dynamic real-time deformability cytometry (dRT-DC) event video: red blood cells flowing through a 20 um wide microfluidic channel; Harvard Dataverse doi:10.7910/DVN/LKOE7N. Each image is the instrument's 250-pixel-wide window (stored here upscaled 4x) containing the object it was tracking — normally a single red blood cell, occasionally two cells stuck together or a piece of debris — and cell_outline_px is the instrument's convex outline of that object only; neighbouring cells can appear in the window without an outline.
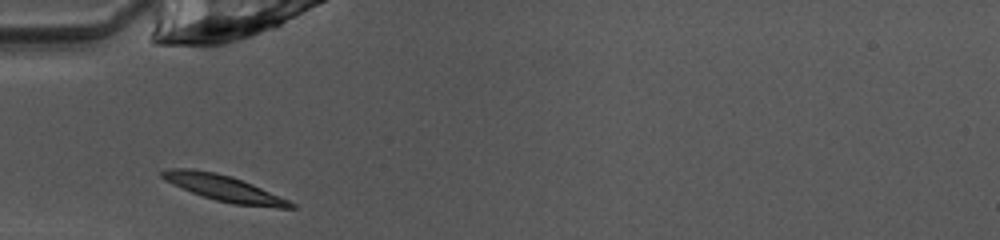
{"species": "common noctule bat (a hibernating species)", "species_latin": "Nyctalus noctula", "temperature_condition": "warm", "stored_images_in_passage": 28, "camera_frame_rate_fps": 3000, "um_per_image_px": 0.085, "animal": {"sex": "female", "body_mass_g": 10.0, "forearm_length_mm": 53.1}, "frame": {"image": 1, "passage_image": 1, "time_ms": 0.0, "image_size_px": [1000, 240], "cell_outline_px": [[296, 208], [276, 208], [232, 204], [216, 200], [192, 192], [160, 176], [160, 172], [168, 168], [192, 168], [216, 172], [232, 176], [252, 184], [288, 200], [296, 204]], "centroid_in_image_um": [19.08, 15.99], "position_along_channel_um": 65.9, "area_um2": 19.25}}
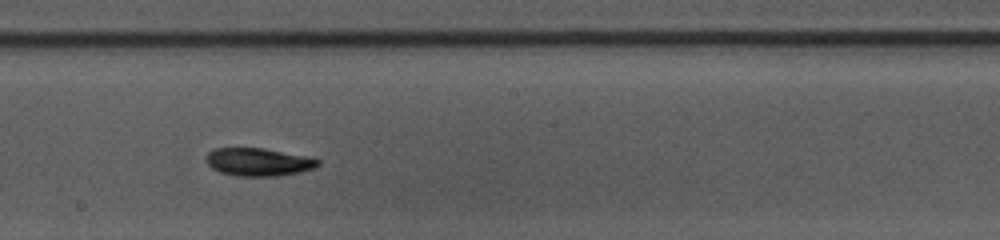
{"frame": {"image": 2, "passage_image": 13, "time_ms": 4.0, "image_size_px": [1000, 240], "cell_outline_px": [[320, 164], [316, 168], [300, 172], [276, 176], [236, 176], [220, 172], [212, 168], [204, 160], [204, 156], [208, 152], [216, 148], [264, 148], [312, 156], [320, 160]], "centroid_in_image_um": [22.0, 13.76], "position_along_channel_um": 226.2, "area_um2": 18.61}}
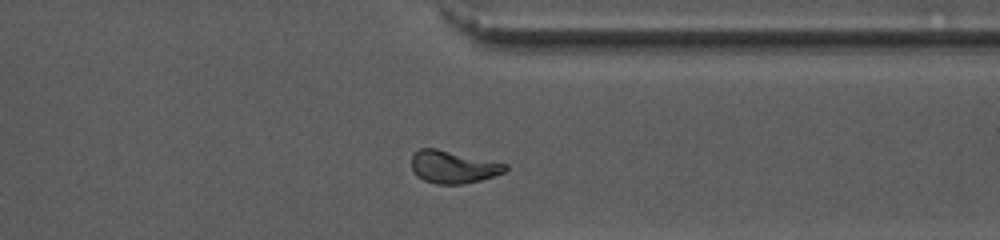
{"frame": {"image": 3, "passage_image": 24, "time_ms": 7.667, "image_size_px": [1000, 240], "cell_outline_px": [[508, 168], [504, 172], [480, 180], [460, 184], [436, 184], [424, 180], [416, 176], [412, 168], [412, 152], [420, 148], [436, 148], [508, 164]], "centroid_in_image_um": [38.48, 14.18], "position_along_channel_um": 372.9, "area_um2": 17.74}, "authors_computed_cell_mechanics": {"area_um2": 17.918, "velocity_mm_per_s": 4.0168, "shape_relaxation_time_tau1_ms": 3.0014, "shape_relaxation_time_tau2_ms": 9.8788, "deformation_change_tau1": 0.1204, "deformation_change_tau2": 0.1342}}